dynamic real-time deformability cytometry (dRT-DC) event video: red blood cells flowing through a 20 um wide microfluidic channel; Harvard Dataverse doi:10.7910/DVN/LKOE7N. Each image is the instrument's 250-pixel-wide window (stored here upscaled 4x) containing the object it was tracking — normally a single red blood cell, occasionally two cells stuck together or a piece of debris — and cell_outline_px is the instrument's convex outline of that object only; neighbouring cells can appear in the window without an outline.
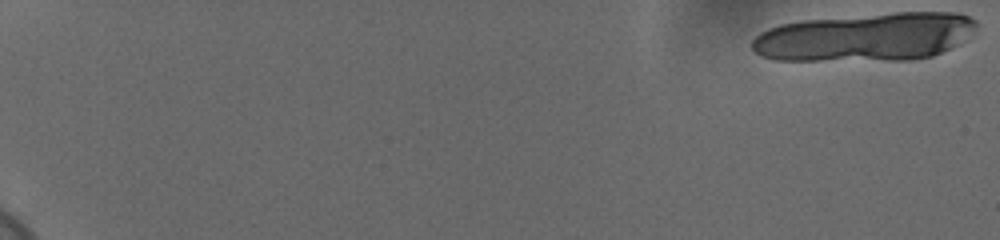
{"species": "human", "species_latin": "Homo sapiens", "temperature_condition": "cold", "stored_images_in_passage": 19, "camera_frame_rate_fps": 3000, "um_per_image_px": 0.085, "donor": {"sex": "female"}, "frame": {"image": 1, "passage_image": 1, "time_ms": 0.0, "image_size_px": [1000, 240], "cell_outline_px": [[976, 28], [956, 44], [932, 56], [912, 60], [776, 60], [760, 56], [752, 48], [752, 40], [760, 32], [768, 28], [780, 24], [804, 20], [896, 12], [956, 12], [968, 16], [976, 20]], "centroid_in_image_um": [73.53, 3.14], "position_along_channel_um": 11.5, "area_um2": 62.94}}
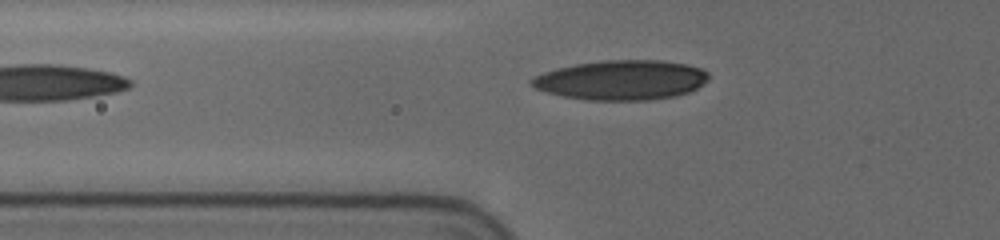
{"frame": {"image": 2, "passage_image": 19, "time_ms": 6.0, "image_size_px": [1000, 240], "cell_outline_px": [[708, 80], [696, 88], [688, 92], [676, 96], [648, 100], [588, 100], [564, 96], [548, 92], [536, 88], [528, 80], [544, 72], [556, 68], [576, 64], [600, 60], [660, 60], [688, 64], [700, 68], [708, 72]], "centroid_in_image_um": [52.84, 6.79], "position_along_channel_um": 73.0, "area_um2": 40.86}}